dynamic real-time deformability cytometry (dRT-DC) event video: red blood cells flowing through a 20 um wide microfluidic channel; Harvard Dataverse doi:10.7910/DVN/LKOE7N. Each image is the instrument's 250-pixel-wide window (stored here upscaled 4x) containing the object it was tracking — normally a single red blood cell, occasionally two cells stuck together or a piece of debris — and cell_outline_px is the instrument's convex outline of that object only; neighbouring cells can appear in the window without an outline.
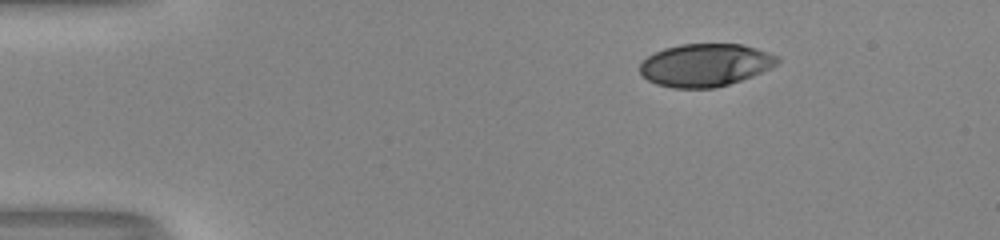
{"species": "human", "species_latin": "Homo sapiens", "temperature_condition": "room temperature", "stored_images_in_passage": 45, "camera_frame_rate_fps": 3000, "um_per_image_px": 0.085, "donor": {"sex": "male"}, "frame": {"image": 1, "passage_image": 1, "time_ms": 0.0, "image_size_px": [1000, 240], "cell_outline_px": [[780, 60], [776, 64], [752, 76], [716, 88], [672, 88], [656, 84], [648, 80], [640, 72], [640, 64], [648, 56], [664, 48], [680, 44], [740, 44], [756, 48], [780, 56]], "centroid_in_image_um": [59.94, 5.53], "position_along_channel_um": 25.1, "area_um2": 34.1}}
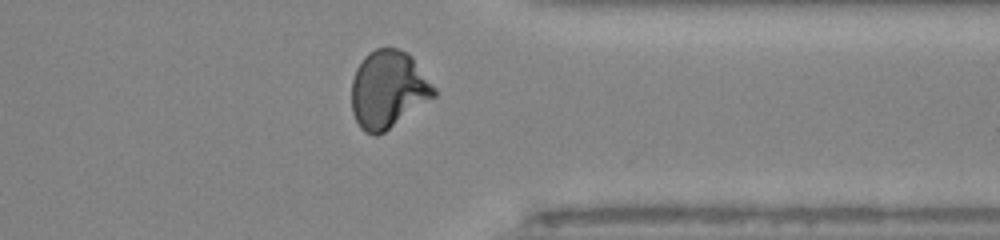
{"frame": {"image": 2, "passage_image": 34, "time_ms": 11.0, "image_size_px": [1000, 240], "cell_outline_px": [[436, 96], [384, 132], [376, 136], [372, 136], [364, 132], [360, 128], [352, 112], [352, 80], [356, 68], [364, 56], [368, 52], [376, 48], [400, 48], [412, 56], [436, 88]], "centroid_in_image_um": [32.99, 7.6], "position_along_channel_um": 378.4, "area_um2": 37.45}}
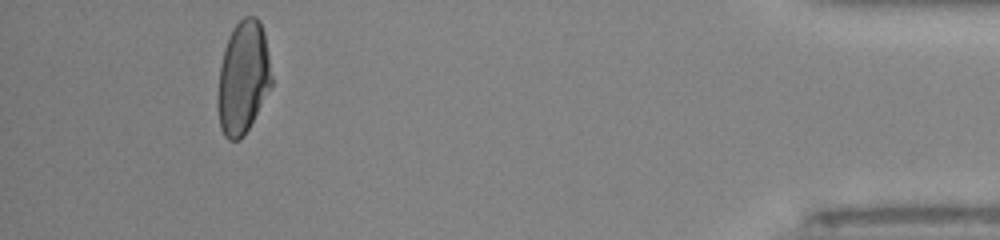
{"frame": {"image": 3, "passage_image": 41, "time_ms": 13.333, "image_size_px": [1000, 240], "cell_outline_px": [[272, 88], [244, 136], [240, 140], [228, 140], [224, 136], [220, 128], [216, 104], [216, 96], [220, 64], [224, 48], [228, 36], [232, 28], [244, 16], [256, 16], [260, 20], [264, 32], [272, 76]], "centroid_in_image_um": [20.65, 6.62], "position_along_channel_um": 414.6, "area_um2": 36.18}, "authors_computed_cell_mechanics": {"area_um2": 36.1828, "velocity_mm_per_s": 4.0822, "shape_relaxation_time_tau1_ms": 5.7234, "shape_relaxation_time_tau2_ms": 1.0437, "deformation_change_tau1": 0.2197, "deformation_change_tau2": 0.0503}}